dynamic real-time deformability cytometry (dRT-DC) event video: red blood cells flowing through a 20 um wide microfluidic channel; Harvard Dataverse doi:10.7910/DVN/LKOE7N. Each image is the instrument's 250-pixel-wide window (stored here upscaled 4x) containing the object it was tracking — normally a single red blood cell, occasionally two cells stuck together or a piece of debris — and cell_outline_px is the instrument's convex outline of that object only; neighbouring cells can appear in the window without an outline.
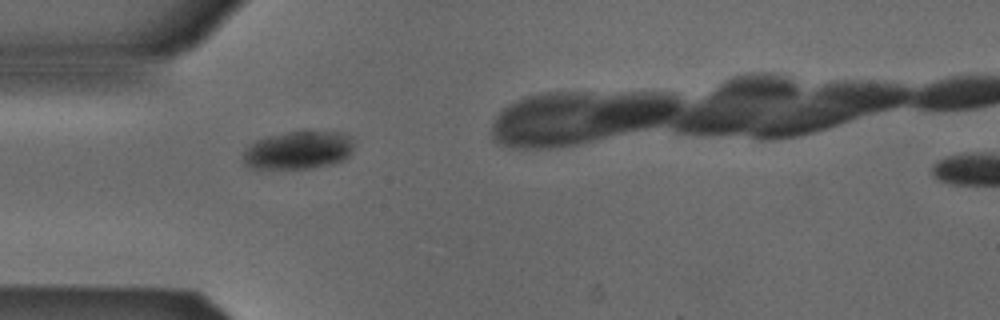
{"species": "Egyptian fruit bat (a non-hibernating species)", "species_latin": "Rousettus aegyptiacus", "temperature_condition": "cold", "stored_images_in_passage": 6, "camera_frame_rate_fps": 3000, "um_per_image_px": 0.085, "animal": {"sex": "male"}, "frame": {"image": 1, "passage_image": 2, "time_ms": 0.333, "image_size_px": [1000, 320], "cell_outline_px": [[352, 152], [344, 160], [332, 164], [312, 168], [252, 168], [244, 164], [244, 152], [248, 144], [256, 140], [268, 136], [288, 132], [344, 132], [352, 136]], "centroid_in_image_um": [25.37, 12.76], "position_along_channel_um": 59.6, "area_um2": 24.51}}